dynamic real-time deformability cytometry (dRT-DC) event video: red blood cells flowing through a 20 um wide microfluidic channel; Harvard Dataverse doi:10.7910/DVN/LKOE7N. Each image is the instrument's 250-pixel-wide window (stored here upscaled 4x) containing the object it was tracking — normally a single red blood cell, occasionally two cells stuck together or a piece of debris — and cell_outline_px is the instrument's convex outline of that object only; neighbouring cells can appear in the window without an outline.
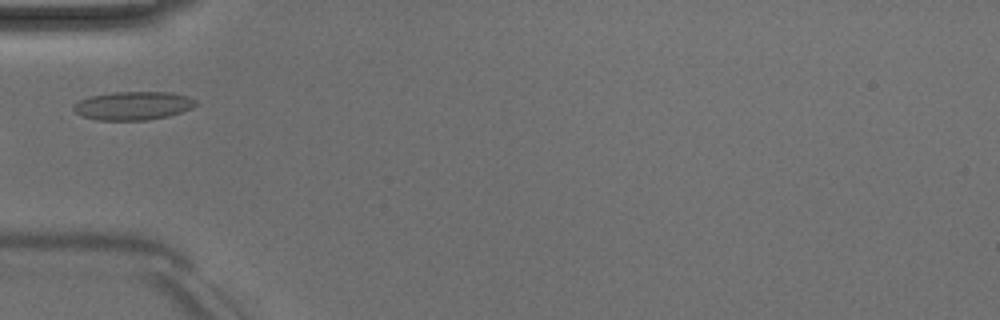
{"species": "Egyptian fruit bat (a non-hibernating species)", "species_latin": "Rousettus aegyptiacus", "temperature_condition": "room temperature", "stored_images_in_passage": 34, "camera_frame_rate_fps": 3000, "um_per_image_px": 0.085, "animal": {"sex": "male"}, "frame": {"image": 1, "passage_image": 1, "time_ms": 0.0, "image_size_px": [1000, 320], "cell_outline_px": [[196, 104], [192, 108], [168, 116], [144, 120], [96, 120], [80, 116], [72, 108], [80, 100], [92, 96], [116, 92], [172, 92], [188, 96], [196, 100]], "centroid_in_image_um": [11.32, 8.99], "position_along_channel_um": 73.7, "area_um2": 20.11}}